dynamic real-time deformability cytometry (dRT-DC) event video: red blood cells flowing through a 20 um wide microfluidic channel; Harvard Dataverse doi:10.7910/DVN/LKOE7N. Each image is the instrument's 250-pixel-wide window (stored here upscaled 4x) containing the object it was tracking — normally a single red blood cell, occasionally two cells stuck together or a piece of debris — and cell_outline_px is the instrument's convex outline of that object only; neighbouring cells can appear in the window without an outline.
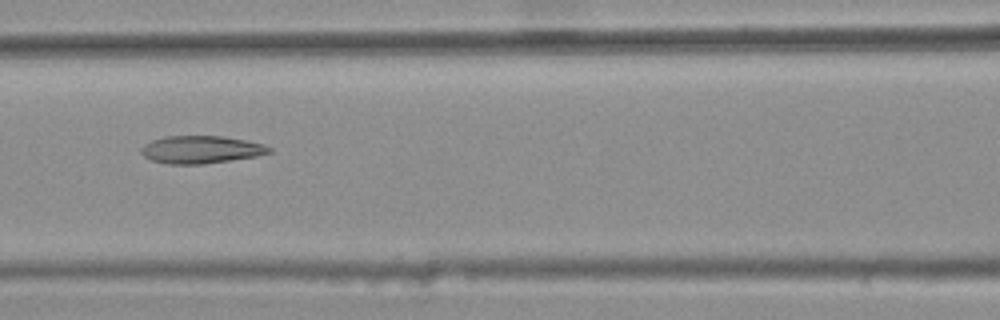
{"species": "common noctule bat (a hibernating species)", "species_latin": "Nyctalus noctula", "temperature_condition": "warm", "stored_images_in_passage": 6, "camera_frame_rate_fps": 3000, "um_per_image_px": 0.085, "animal": {"sex": "female", "body_mass_g": 25.1}, "frame": {"image": 1, "passage_image": 4, "time_ms": 1.0, "image_size_px": [1000, 320], "cell_outline_px": [[272, 152], [256, 156], [204, 164], [168, 164], [152, 160], [144, 156], [140, 152], [140, 148], [144, 144], [152, 140], [164, 136], [224, 136], [264, 144], [272, 148]], "centroid_in_image_um": [17.07, 12.71], "position_along_channel_um": 149.5, "area_um2": 20.63}}
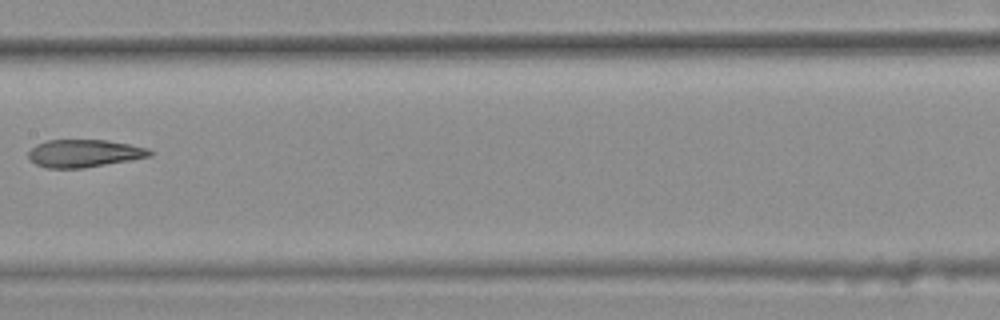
{"frame": {"image": 2, "passage_image": 5, "time_ms": 1.333, "image_size_px": [1000, 320], "cell_outline_px": [[152, 156], [84, 168], [48, 168], [36, 164], [28, 156], [28, 152], [36, 144], [48, 140], [108, 140], [148, 148], [152, 152]], "centroid_in_image_um": [7.15, 13.03], "position_along_channel_um": 200.2, "area_um2": 19.42}}
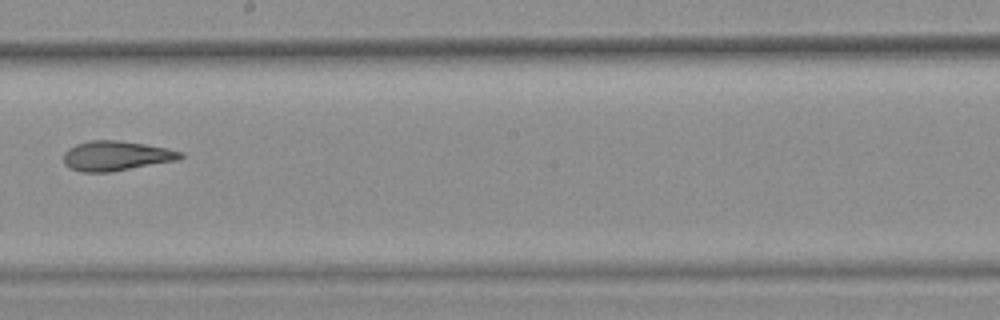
{"frame": {"image": 3, "passage_image": 6, "time_ms": 1.667, "image_size_px": [1000, 320], "cell_outline_px": [[184, 156], [180, 160], [108, 172], [80, 172], [64, 164], [64, 152], [68, 148], [76, 144], [88, 140], [120, 140], [168, 148], [184, 152]], "centroid_in_image_um": [9.89, 13.24], "position_along_channel_um": 238.3, "area_um2": 20.4}}